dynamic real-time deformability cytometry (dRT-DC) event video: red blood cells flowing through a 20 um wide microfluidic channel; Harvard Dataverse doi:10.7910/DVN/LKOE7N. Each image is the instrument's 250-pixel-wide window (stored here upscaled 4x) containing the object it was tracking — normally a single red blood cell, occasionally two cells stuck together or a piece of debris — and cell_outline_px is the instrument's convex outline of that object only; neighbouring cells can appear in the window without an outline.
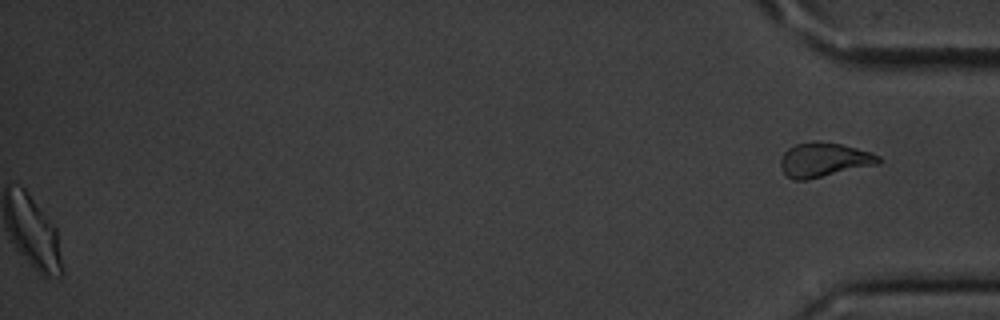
{"species": "common noctule bat (a hibernating species)", "species_latin": "Nyctalus noctula", "temperature_condition": "cold", "stored_images_in_passage": 42, "segment_of_instrument_passage": [2, 2], "camera_frame_rate_fps": 3000, "um_per_image_px": 0.085, "animal": {"sex": "male", "body_mass_g": 20.1, "forearm_length_mm": 53.5}, "frame": {"image": 1, "passage_image": 42, "time_ms": 13.667, "image_size_px": [1000, 320], "cell_outline_px": [[880, 164], [808, 180], [792, 180], [780, 168], [780, 160], [784, 152], [788, 148], [796, 144], [812, 140], [816, 140], [840, 144], [872, 152], [880, 156]], "centroid_in_image_um": [70.04, 13.59], "position_along_channel_um": 365.2, "area_um2": 19.88}}